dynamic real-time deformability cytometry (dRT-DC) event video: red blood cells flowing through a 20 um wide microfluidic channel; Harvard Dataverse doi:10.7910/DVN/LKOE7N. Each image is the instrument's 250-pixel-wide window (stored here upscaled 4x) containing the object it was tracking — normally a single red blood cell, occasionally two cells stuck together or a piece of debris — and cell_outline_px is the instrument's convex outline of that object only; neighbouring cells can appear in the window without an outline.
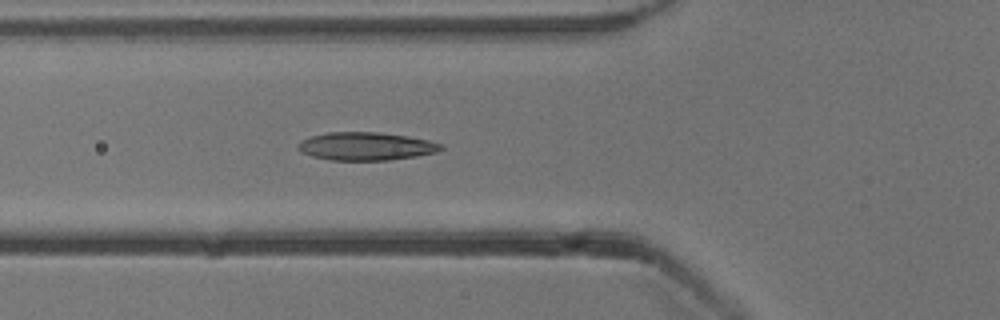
{"species": "common noctule bat (a hibernating species)", "species_latin": "Nyctalus noctula", "temperature_condition": "cold", "stored_images_in_passage": 21, "camera_frame_rate_fps": 3000, "um_per_image_px": 0.085, "animal": {"sex": "male", "body_mass_g": 13.3}, "frame": {"image": 1, "passage_image": 7, "time_ms": 2.0, "image_size_px": [1000, 320], "cell_outline_px": [[444, 148], [436, 152], [416, 156], [388, 160], [332, 160], [312, 156], [300, 152], [296, 148], [296, 144], [300, 140], [312, 136], [328, 132], [380, 132], [408, 136], [428, 140], [444, 144]], "centroid_in_image_um": [31.09, 12.43], "position_along_channel_um": 94.7, "area_um2": 23.52}}
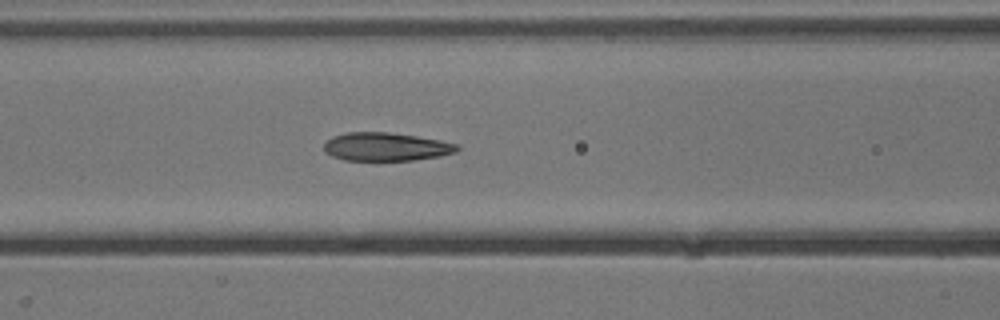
{"frame": {"image": 2, "passage_image": 10, "time_ms": 3.0, "image_size_px": [1000, 320], "cell_outline_px": [[460, 148], [456, 152], [440, 156], [412, 160], [344, 160], [332, 156], [324, 152], [324, 144], [332, 136], [348, 132], [388, 132], [416, 136], [440, 140], [460, 144]], "centroid_in_image_um": [32.82, 12.47], "position_along_channel_um": 133.8, "area_um2": 22.02}}